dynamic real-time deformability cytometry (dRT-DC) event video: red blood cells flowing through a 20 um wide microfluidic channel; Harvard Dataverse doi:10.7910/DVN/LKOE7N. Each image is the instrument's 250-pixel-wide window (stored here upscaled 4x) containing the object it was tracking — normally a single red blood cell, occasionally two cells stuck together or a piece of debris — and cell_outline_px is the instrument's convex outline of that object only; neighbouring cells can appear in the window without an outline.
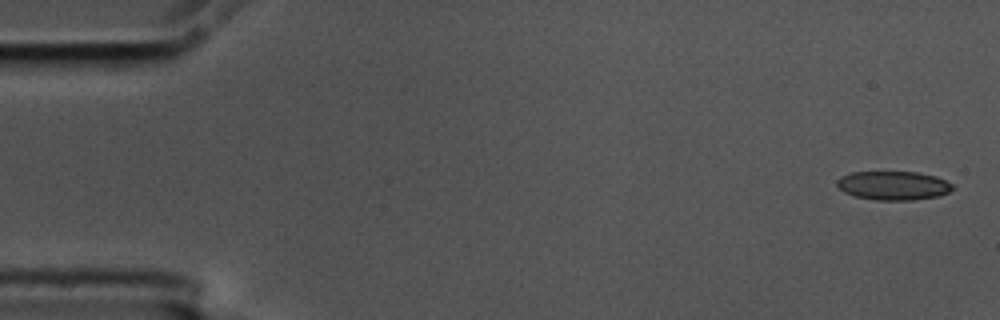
{"species": "common noctule bat (a hibernating species)", "species_latin": "Nyctalus noctula", "temperature_condition": "cold", "stored_images_in_passage": 6, "camera_frame_rate_fps": 3000, "um_per_image_px": 0.085, "animal": {"sex": "male", "body_mass_g": 17.5, "forearm_length_mm": 52.3}, "frame": {"image": 1, "passage_image": 1, "time_ms": 0.0, "image_size_px": [1000, 320], "cell_outline_px": [[952, 188], [948, 192], [940, 196], [912, 200], [876, 200], [852, 196], [844, 192], [836, 184], [836, 180], [840, 176], [852, 172], [916, 172], [936, 176], [952, 184]], "centroid_in_image_um": [75.89, 15.77], "position_along_channel_um": 9.1, "area_um2": 19.48}}
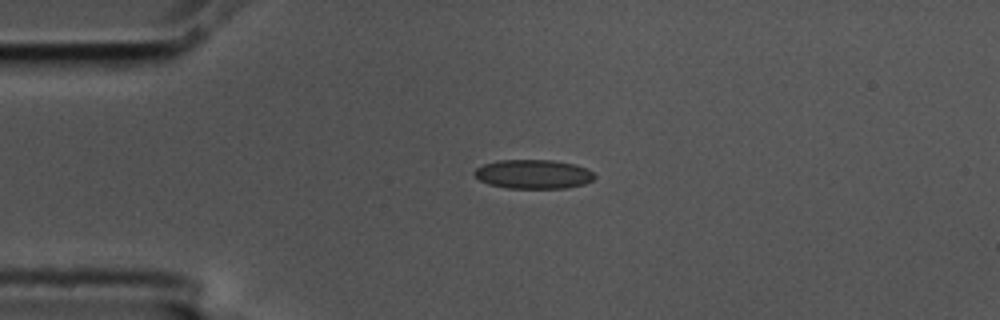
{"frame": {"image": 2, "passage_image": 4, "time_ms": 1.0, "image_size_px": [1000, 320], "cell_outline_px": [[596, 176], [592, 180], [584, 184], [564, 188], [508, 188], [488, 184], [480, 180], [472, 172], [476, 168], [484, 164], [500, 160], [552, 160], [572, 164], [584, 168], [592, 172]], "centroid_in_image_um": [45.3, 14.81], "position_along_channel_um": 39.7, "area_um2": 20.17}}